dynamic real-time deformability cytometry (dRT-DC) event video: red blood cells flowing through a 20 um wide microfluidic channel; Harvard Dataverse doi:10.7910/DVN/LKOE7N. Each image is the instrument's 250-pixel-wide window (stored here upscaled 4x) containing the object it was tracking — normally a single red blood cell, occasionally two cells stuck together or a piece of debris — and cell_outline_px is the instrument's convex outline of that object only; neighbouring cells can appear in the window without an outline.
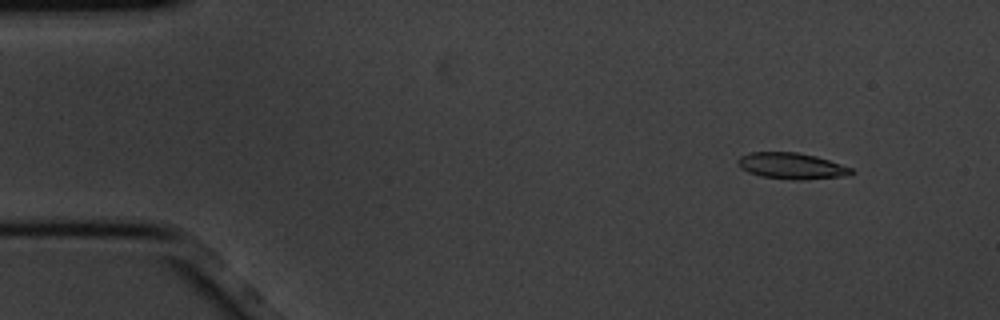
{"species": "common noctule bat (a hibernating species)", "species_latin": "Nyctalus noctula", "temperature_condition": "cold", "stored_images_in_passage": 5, "camera_frame_rate_fps": 3000, "um_per_image_px": 0.085, "animal": {"sex": "male", "body_mass_g": 20.1, "forearm_length_mm": 53.5}, "frame": {"image": 1, "passage_image": 2, "time_ms": 0.333, "image_size_px": [1000, 320], "cell_outline_px": [[856, 172], [844, 176], [804, 180], [792, 180], [760, 176], [748, 172], [740, 168], [736, 164], [736, 160], [740, 156], [748, 152], [796, 152], [816, 156], [852, 168]], "centroid_in_image_um": [67.24, 14.1], "position_along_channel_um": 17.8, "area_um2": 17.51}}
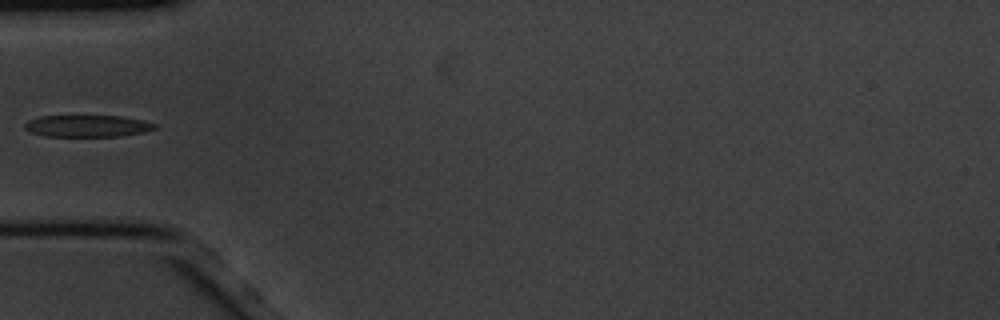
{"frame": {"image": 2, "passage_image": 5, "time_ms": 1.333, "image_size_px": [1000, 320], "cell_outline_px": [[156, 128], [144, 132], [120, 136], [44, 136], [28, 132], [24, 128], [24, 124], [28, 120], [40, 116], [124, 116], [156, 124]], "centroid_in_image_um": [7.38, 10.71], "position_along_channel_um": 77.6, "area_um2": 16.53}}